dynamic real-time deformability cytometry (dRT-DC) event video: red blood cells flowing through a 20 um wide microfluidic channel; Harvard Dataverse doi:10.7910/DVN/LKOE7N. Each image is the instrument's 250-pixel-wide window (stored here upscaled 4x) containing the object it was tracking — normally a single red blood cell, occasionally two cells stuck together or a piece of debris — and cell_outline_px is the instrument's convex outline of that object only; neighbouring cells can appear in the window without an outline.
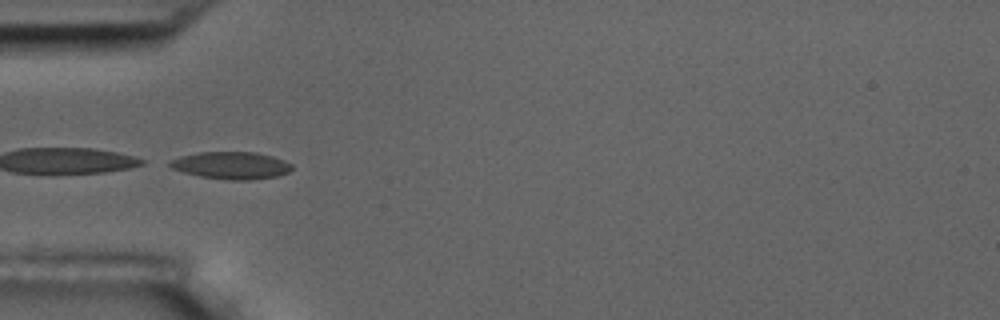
{"species": "common noctule bat (a hibernating species)", "species_latin": "Nyctalus noctula", "temperature_condition": "room temperature", "stored_images_in_passage": 10, "camera_frame_rate_fps": 3000, "um_per_image_px": 0.085, "animal": {"sex": "male", "body_mass_g": 17.5, "forearm_length_mm": 52.3}, "frame": {"image": 1, "passage_image": 5, "time_ms": 4.333, "image_size_px": [1000, 320], "cell_outline_px": [[292, 168], [288, 172], [276, 176], [252, 180], [224, 180], [200, 176], [184, 172], [172, 168], [168, 164], [168, 160], [180, 156], [200, 152], [256, 152], [272, 156], [284, 160], [292, 164]], "centroid_in_image_um": [19.64, 14.06], "position_along_channel_um": 65.4, "area_um2": 19.48}}
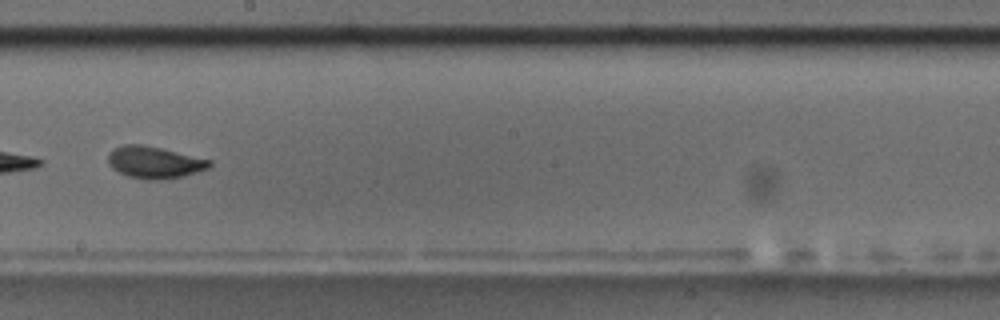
{"frame": {"image": 2, "passage_image": 9, "time_ms": 9.0, "image_size_px": [1000, 320], "cell_outline_px": [[212, 164], [208, 168], [184, 176], [156, 180], [148, 180], [128, 176], [112, 168], [108, 164], [108, 152], [112, 148], [124, 144], [140, 144], [160, 148], [212, 160]], "centroid_in_image_um": [13.09, 13.79], "position_along_channel_um": 235.1, "area_um2": 18.84}}
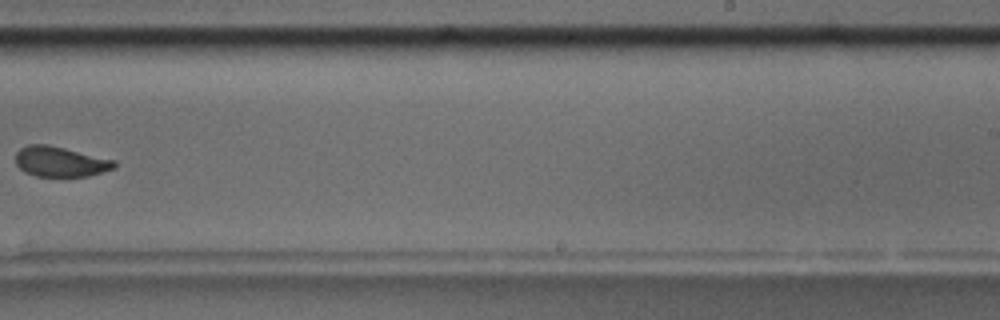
{"frame": {"image": 3, "passage_image": 10, "time_ms": 10.333, "image_size_px": [1000, 320], "cell_outline_px": [[116, 168], [88, 176], [36, 176], [24, 172], [16, 164], [16, 152], [20, 148], [28, 144], [48, 144], [116, 160]], "centroid_in_image_um": [5.13, 13.73], "position_along_channel_um": 283.9, "area_um2": 17.46}}